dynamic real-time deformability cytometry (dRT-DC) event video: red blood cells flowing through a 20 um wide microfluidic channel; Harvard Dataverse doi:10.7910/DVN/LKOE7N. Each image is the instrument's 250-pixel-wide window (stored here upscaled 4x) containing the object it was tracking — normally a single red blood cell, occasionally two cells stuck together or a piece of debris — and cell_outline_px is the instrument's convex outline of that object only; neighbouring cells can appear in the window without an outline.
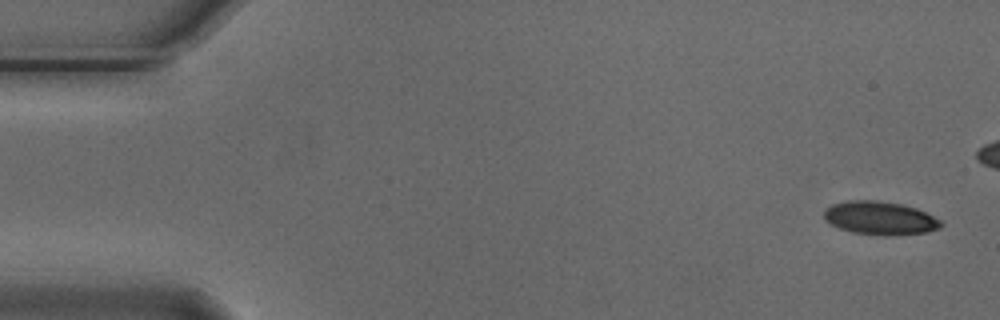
{"species": "Egyptian fruit bat (a non-hibernating species)", "species_latin": "Rousettus aegyptiacus", "temperature_condition": "cold", "stored_images_in_passage": 4, "camera_frame_rate_fps": 3000, "um_per_image_px": 0.085, "animal": {"sex": "male"}, "frame": {"image": 1, "passage_image": 1, "time_ms": 0.0, "image_size_px": [1000, 320], "cell_outline_px": [[944, 224], [940, 228], [928, 232], [884, 236], [852, 232], [840, 228], [824, 220], [824, 212], [832, 204], [848, 200], [876, 200], [900, 204], [916, 208], [940, 220]], "centroid_in_image_um": [74.8, 18.54], "position_along_channel_um": 10.2, "area_um2": 22.6}}